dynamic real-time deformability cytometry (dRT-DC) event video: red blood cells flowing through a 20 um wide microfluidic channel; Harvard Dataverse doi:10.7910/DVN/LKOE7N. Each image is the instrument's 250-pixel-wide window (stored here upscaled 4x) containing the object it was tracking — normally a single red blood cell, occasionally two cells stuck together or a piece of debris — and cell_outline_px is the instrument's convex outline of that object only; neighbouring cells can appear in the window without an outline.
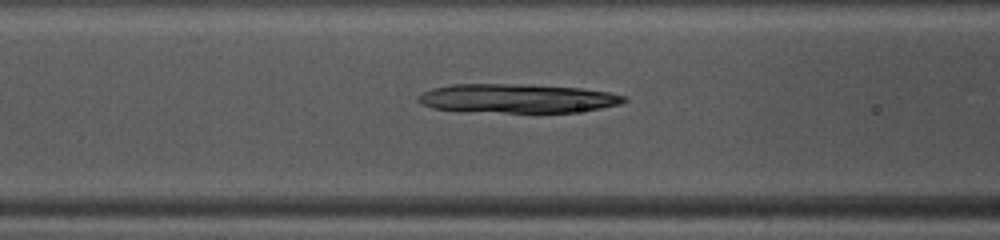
{"species": "common noctule bat (a hibernating species)", "species_latin": "Nyctalus noctula", "temperature_condition": "warm", "stored_images_in_passage": 12, "camera_frame_rate_fps": 3000, "um_per_image_px": 0.085, "animal": {"sex": "female", "body_mass_g": 10.0, "forearm_length_mm": 53.1}, "frame": {"image": 1, "passage_image": 8, "time_ms": 2.333, "image_size_px": [1000, 240], "cell_outline_px": [[628, 100], [620, 104], [600, 108], [576, 112], [504, 112], [432, 108], [420, 104], [416, 100], [416, 96], [432, 88], [452, 84], [520, 84], [580, 88], [608, 92], [624, 96]], "centroid_in_image_um": [43.95, 8.35], "position_along_channel_um": 122.6, "area_um2": 34.39}}